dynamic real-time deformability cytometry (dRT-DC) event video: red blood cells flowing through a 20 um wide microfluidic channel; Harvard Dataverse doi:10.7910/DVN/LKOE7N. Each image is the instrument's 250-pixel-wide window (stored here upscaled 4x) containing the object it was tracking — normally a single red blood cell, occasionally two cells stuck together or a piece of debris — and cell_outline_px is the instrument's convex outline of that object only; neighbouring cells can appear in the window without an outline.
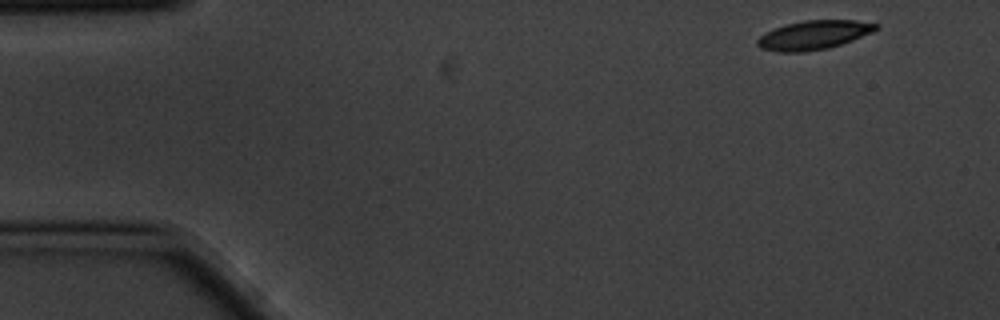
{"species": "common noctule bat (a hibernating species)", "species_latin": "Nyctalus noctula", "temperature_condition": "cold", "stored_images_in_passage": 9, "camera_frame_rate_fps": 3000, "um_per_image_px": 0.085, "animal": {"sex": "male", "body_mass_g": 20.1, "forearm_length_mm": 53.5}, "frame": {"image": 1, "passage_image": 1, "time_ms": 0.0, "image_size_px": [1000, 320], "cell_outline_px": [[880, 28], [872, 32], [852, 40], [828, 48], [804, 52], [776, 52], [760, 48], [756, 44], [756, 40], [764, 32], [784, 24], [804, 20], [856, 20], [880, 24]], "centroid_in_image_um": [69.14, 2.97], "position_along_channel_um": 15.9, "area_um2": 20.23}}
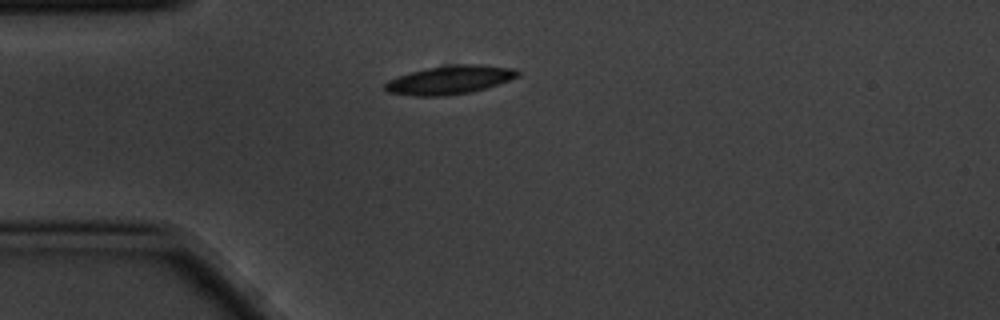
{"frame": {"image": 2, "passage_image": 4, "time_ms": 1.0, "image_size_px": [1000, 320], "cell_outline_px": [[520, 76], [472, 92], [444, 96], [412, 96], [388, 92], [384, 88], [384, 84], [388, 80], [396, 76], [428, 68], [452, 64], [484, 64], [516, 68], [520, 72]], "centroid_in_image_um": [38.24, 6.78], "position_along_channel_um": 46.8, "area_um2": 22.2}}